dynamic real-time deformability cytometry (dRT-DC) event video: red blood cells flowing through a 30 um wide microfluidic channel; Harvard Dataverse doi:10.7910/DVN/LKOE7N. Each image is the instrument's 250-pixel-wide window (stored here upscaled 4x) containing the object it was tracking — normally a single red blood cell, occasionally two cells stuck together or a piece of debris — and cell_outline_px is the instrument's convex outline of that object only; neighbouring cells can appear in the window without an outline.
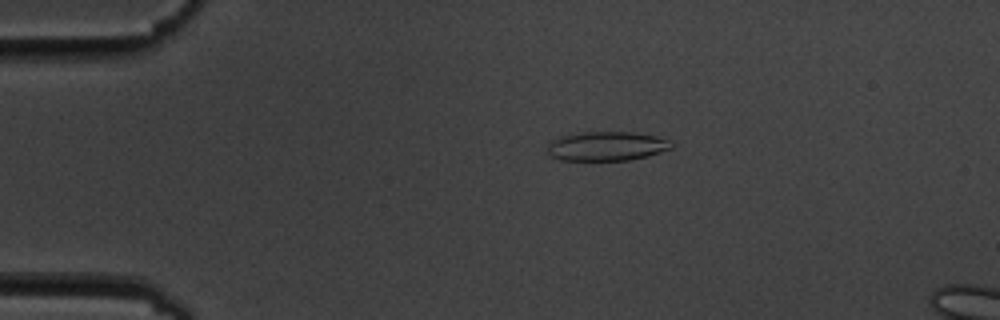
{"species": "common noctule bat (a hibernating species)", "species_latin": "Nyctalus noctula", "temperature_condition": "cold", "stored_images_in_passage": 6, "segment_of_instrument_passage": [1, 2], "camera_frame_rate_fps": 3000, "um_per_image_px": 0.085, "animal": {"sex": "male", "body_mass_g": 19.5, "forearm_length_mm": 54.6}, "frame": {"image": 1, "passage_image": 4, "time_ms": 3.667, "image_size_px": [1000, 320], "cell_outline_px": [[672, 148], [648, 156], [628, 160], [560, 160], [552, 156], [548, 152], [548, 144], [552, 140], [560, 136], [584, 132], [632, 132], [656, 136], [672, 140]], "centroid_in_image_um": [51.59, 12.42], "position_along_channel_um": 33.4, "area_um2": 21.1}}